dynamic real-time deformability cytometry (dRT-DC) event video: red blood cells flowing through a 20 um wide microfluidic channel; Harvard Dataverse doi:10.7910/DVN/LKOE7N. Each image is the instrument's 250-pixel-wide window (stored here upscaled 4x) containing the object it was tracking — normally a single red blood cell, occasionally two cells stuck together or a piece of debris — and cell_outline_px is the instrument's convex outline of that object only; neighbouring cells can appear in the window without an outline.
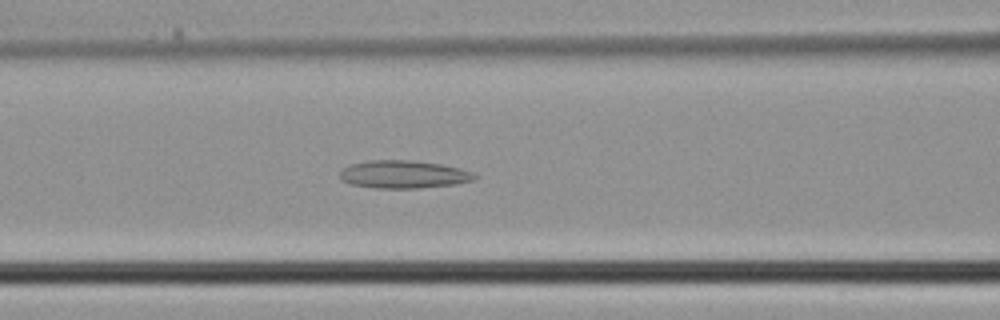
{"species": "common noctule bat (a hibernating species)", "species_latin": "Nyctalus noctula", "temperature_condition": "cold", "stored_images_in_passage": 25, "camera_frame_rate_fps": 3000, "um_per_image_px": 0.085, "animal": {"sex": "male", "body_mass_g": 21.5, "forearm_length_mm": 52.0}, "frame": {"image": 1, "passage_image": 6, "time_ms": 1.667, "image_size_px": [1000, 320], "cell_outline_px": [[476, 176], [472, 180], [452, 184], [420, 188], [376, 188], [352, 184], [340, 180], [340, 168], [348, 164], [368, 160], [412, 160], [440, 164], [460, 168], [472, 172]], "centroid_in_image_um": [34.22, 14.81], "position_along_channel_um": 132.4, "area_um2": 21.85}}
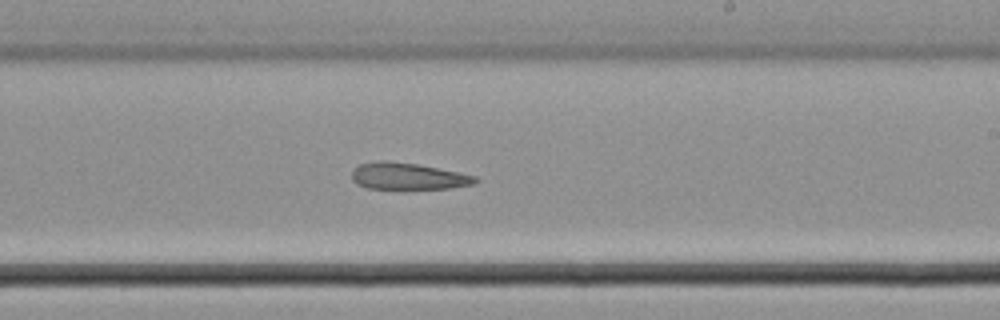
{"frame": {"image": 2, "passage_image": 13, "time_ms": 4.0, "image_size_px": [1000, 320], "cell_outline_px": [[480, 180], [476, 184], [452, 188], [368, 188], [356, 184], [352, 180], [352, 172], [360, 164], [380, 160], [388, 160], [416, 164], [476, 176]], "centroid_in_image_um": [34.69, 14.98], "position_along_channel_um": 254.3, "area_um2": 19.02}}
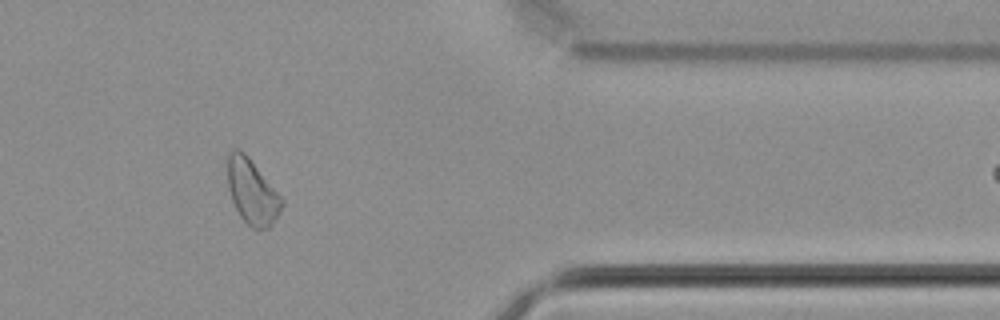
{"frame": {"image": 3, "passage_image": 22, "time_ms": 7.0, "image_size_px": [1000, 320], "cell_outline_px": [[284, 204], [272, 224], [268, 228], [252, 228], [240, 216], [232, 200], [228, 188], [228, 152], [236, 148], [240, 148], [248, 156], [284, 200]], "centroid_in_image_um": [21.42, 16.28], "position_along_channel_um": 390.0, "area_um2": 20.29}}